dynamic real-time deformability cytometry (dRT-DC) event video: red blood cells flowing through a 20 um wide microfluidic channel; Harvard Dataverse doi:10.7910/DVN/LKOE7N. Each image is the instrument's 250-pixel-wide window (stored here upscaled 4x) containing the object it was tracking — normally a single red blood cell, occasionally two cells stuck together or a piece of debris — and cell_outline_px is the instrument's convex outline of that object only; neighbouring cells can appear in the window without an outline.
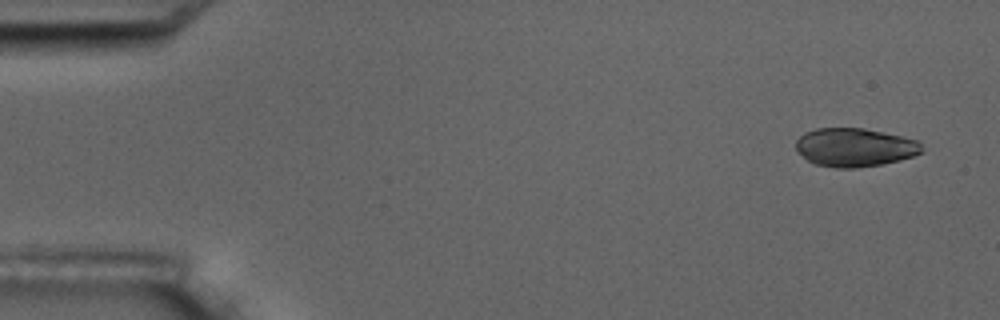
{"species": "common noctule bat (a hibernating species)", "species_latin": "Nyctalus noctula", "temperature_condition": "room temperature", "stored_images_in_passage": 5, "segment_of_instrument_passage": [1, 2], "camera_frame_rate_fps": 3000, "um_per_image_px": 0.085, "animal": {"sex": "male", "body_mass_g": 17.5, "forearm_length_mm": 52.3}, "frame": {"image": 1, "passage_image": 1, "time_ms": 0.0, "image_size_px": [1000, 320], "cell_outline_px": [[924, 152], [900, 160], [880, 164], [856, 168], [836, 168], [816, 164], [808, 160], [796, 148], [796, 140], [804, 132], [816, 128], [864, 128], [900, 136], [916, 140], [920, 144]], "centroid_in_image_um": [72.64, 12.52], "position_along_channel_um": 12.4, "area_um2": 28.03}}
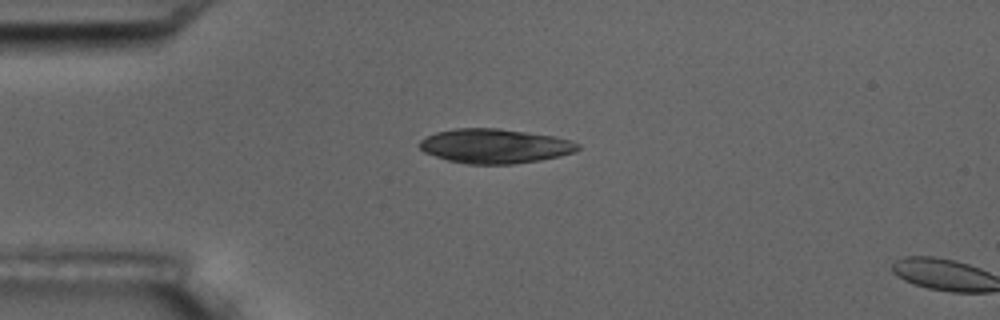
{"frame": {"image": 2, "passage_image": 4, "time_ms": 3.667, "image_size_px": [1000, 320], "cell_outline_px": [[580, 148], [576, 152], [560, 156], [540, 160], [512, 164], [468, 164], [448, 160], [424, 152], [420, 148], [420, 140], [436, 132], [456, 128], [500, 128], [556, 136], [572, 140], [580, 144]], "centroid_in_image_um": [42.12, 12.41], "position_along_channel_um": 42.9, "area_um2": 31.91}}